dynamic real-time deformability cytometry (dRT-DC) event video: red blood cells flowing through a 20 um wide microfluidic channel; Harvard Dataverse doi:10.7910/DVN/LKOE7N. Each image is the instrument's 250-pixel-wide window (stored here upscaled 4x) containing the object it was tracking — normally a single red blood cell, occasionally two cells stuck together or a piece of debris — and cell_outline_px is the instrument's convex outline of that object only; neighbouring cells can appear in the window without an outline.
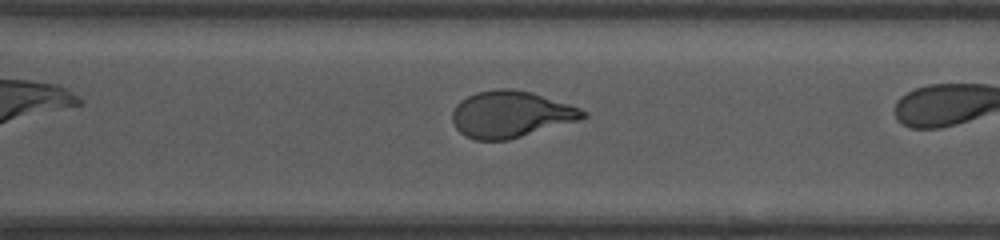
{"species": "human", "species_latin": "Homo sapiens", "temperature_condition": "room temperature", "stored_images_in_passage": 21, "camera_frame_rate_fps": 3000, "um_per_image_px": 0.085, "donor": {"sex": "female"}, "frame": {"image": 1, "passage_image": 18, "time_ms": 5.667, "image_size_px": [1000, 240], "cell_outline_px": [[588, 116], [580, 120], [508, 140], [476, 140], [464, 136], [456, 128], [452, 120], [452, 112], [456, 104], [460, 100], [476, 92], [496, 88], [512, 88], [532, 92], [580, 108], [588, 112]], "centroid_in_image_um": [43.41, 9.71], "position_along_channel_um": 327.2, "area_um2": 35.6}}